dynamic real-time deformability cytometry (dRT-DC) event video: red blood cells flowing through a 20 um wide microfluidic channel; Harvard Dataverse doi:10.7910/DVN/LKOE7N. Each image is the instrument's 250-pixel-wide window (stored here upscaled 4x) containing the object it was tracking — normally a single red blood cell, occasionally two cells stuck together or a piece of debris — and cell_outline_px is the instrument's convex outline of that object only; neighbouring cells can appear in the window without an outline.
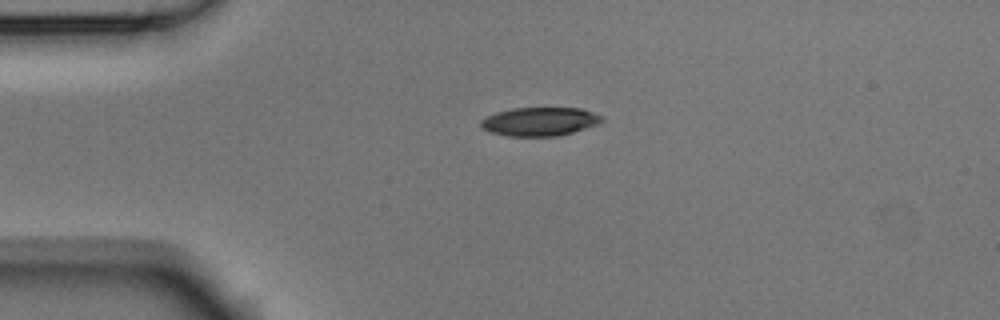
{"species": "Egyptian fruit bat (a non-hibernating species)", "species_latin": "Rousettus aegyptiacus", "temperature_condition": "room temperature", "stored_images_in_passage": 42, "camera_frame_rate_fps": 3000, "um_per_image_px": 0.085, "animal": {"sex": "male"}, "frame": {"image": 1, "passage_image": 1, "time_ms": 0.0, "image_size_px": [1000, 320], "cell_outline_px": [[604, 120], [600, 124], [572, 132], [556, 136], [508, 136], [488, 132], [480, 124], [480, 120], [496, 112], [512, 108], [580, 108], [604, 116]], "centroid_in_image_um": [45.9, 10.33], "position_along_channel_um": 39.1, "area_um2": 20.23}}
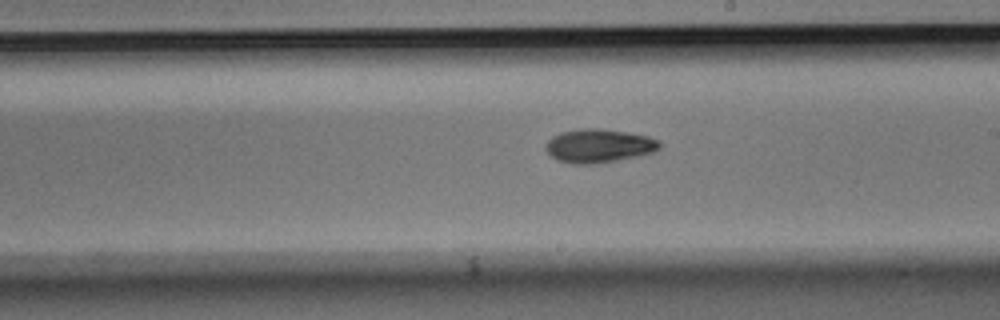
{"frame": {"image": 2, "passage_image": 19, "time_ms": 6.0, "image_size_px": [1000, 320], "cell_outline_px": [[660, 148], [652, 152], [636, 156], [596, 164], [572, 164], [556, 160], [544, 148], [548, 140], [552, 136], [560, 132], [580, 128], [600, 128], [648, 136], [660, 140]], "centroid_in_image_um": [50.86, 12.39], "position_along_channel_um": 238.1, "area_um2": 22.31}}
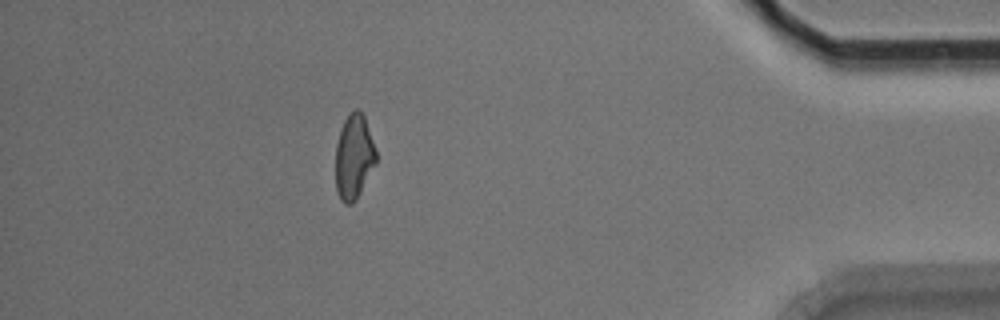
{"frame": {"image": 3, "passage_image": 36, "time_ms": 11.667, "image_size_px": [1000, 320], "cell_outline_px": [[376, 164], [356, 200], [352, 204], [344, 204], [340, 200], [336, 192], [336, 144], [340, 128], [344, 120], [356, 108], [364, 116], [376, 152]], "centroid_in_image_um": [30.06, 13.38], "position_along_channel_um": 405.1, "area_um2": 19.94}, "authors_computed_cell_mechanics": {"area_um2": 20.8658, "velocity_mm_per_s": 3.7682, "shape_relaxation_time_tau1_ms": 4.8816, "shape_relaxation_time_tau2_ms": 5.9448, "deformation_change_tau1": 0.1474, "deformation_change_tau2": 0.121}}